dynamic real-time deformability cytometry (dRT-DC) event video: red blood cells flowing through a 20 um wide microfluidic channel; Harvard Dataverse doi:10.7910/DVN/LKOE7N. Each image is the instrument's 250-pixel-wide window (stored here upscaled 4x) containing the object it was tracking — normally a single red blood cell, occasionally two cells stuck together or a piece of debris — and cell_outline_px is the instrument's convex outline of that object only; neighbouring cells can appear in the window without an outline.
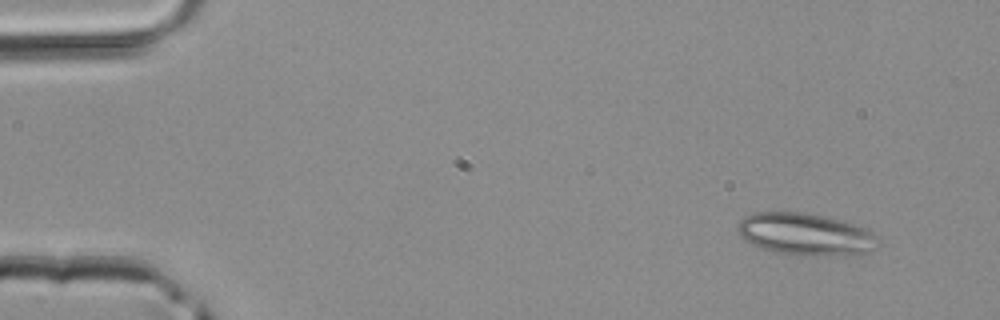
{"species": "common noctule bat (a hibernating species)", "species_latin": "Nyctalus noctula", "temperature_condition": "room temperature", "stored_images_in_passage": 4, "camera_frame_rate_fps": 3000, "um_per_image_px": 0.085, "animal": {"sex": "male", "body_mass_g": 20.4}, "frame": {"image": 1, "passage_image": 1, "time_ms": 0.0, "image_size_px": [1000, 320], "cell_outline_px": [[876, 248], [872, 252], [860, 256], [800, 256], [776, 252], [752, 244], [744, 240], [736, 232], [736, 228], [740, 220], [744, 216], [752, 212], [804, 212], [844, 220], [868, 228], [876, 236]], "centroid_in_image_um": [68.51, 19.93], "position_along_channel_um": 16.5, "area_um2": 35.43}}